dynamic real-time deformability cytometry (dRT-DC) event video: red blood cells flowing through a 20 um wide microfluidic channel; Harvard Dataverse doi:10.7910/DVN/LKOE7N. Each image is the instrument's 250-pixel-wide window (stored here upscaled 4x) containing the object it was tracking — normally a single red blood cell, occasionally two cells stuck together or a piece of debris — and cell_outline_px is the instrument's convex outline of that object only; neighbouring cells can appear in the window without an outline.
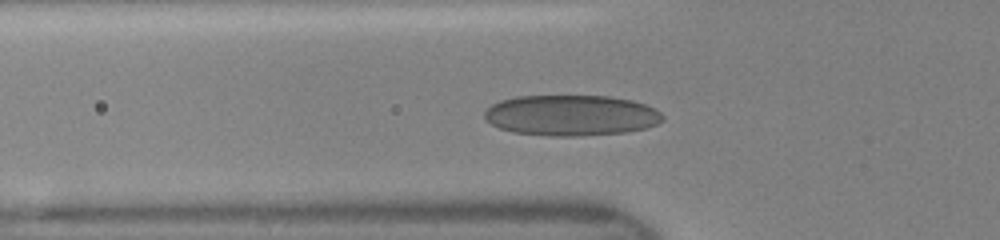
{"species": "human", "species_latin": "Homo sapiens", "temperature_condition": "room temperature", "stored_images_in_passage": 26, "camera_frame_rate_fps": 3000, "um_per_image_px": 0.085, "donor": {"sex": "female"}, "frame": {"image": 1, "passage_image": 3, "time_ms": 0.667, "image_size_px": [1000, 240], "cell_outline_px": [[664, 120], [656, 124], [644, 128], [624, 132], [572, 136], [552, 136], [512, 132], [500, 128], [484, 120], [484, 112], [492, 104], [500, 100], [516, 96], [608, 96], [632, 100], [644, 104], [660, 112], [664, 116]], "centroid_in_image_um": [48.51, 9.8], "position_along_channel_um": 77.3, "area_um2": 42.19}}
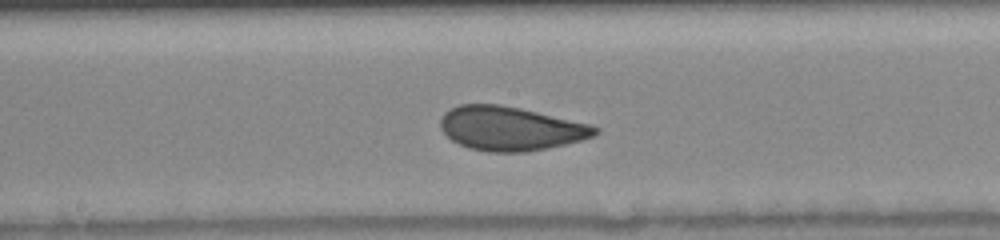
{"frame": {"image": 2, "passage_image": 12, "time_ms": 3.667, "image_size_px": [1000, 240], "cell_outline_px": [[600, 132], [596, 136], [584, 140], [548, 148], [524, 152], [488, 152], [468, 148], [452, 140], [440, 128], [440, 120], [444, 112], [448, 108], [460, 104], [500, 104], [520, 108], [588, 124], [600, 128]], "centroid_in_image_um": [43.39, 10.93], "position_along_channel_um": 204.8, "area_um2": 39.77}}
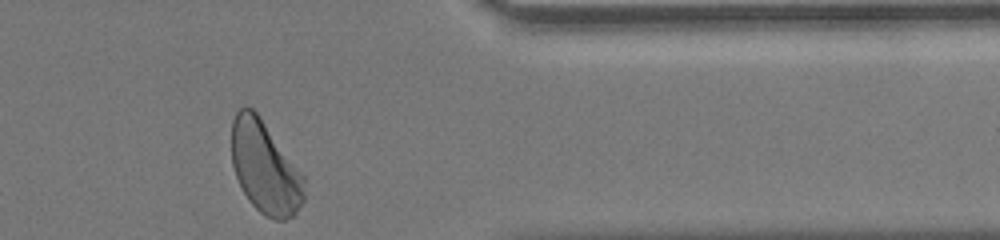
{"frame": {"image": 3, "passage_image": 26, "time_ms": 8.333, "image_size_px": [1000, 240], "cell_outline_px": [[304, 200], [296, 212], [292, 216], [284, 220], [276, 220], [264, 216], [248, 200], [236, 176], [232, 164], [232, 120], [236, 112], [240, 108], [252, 108], [260, 116], [304, 176]], "centroid_in_image_um": [22.52, 14.25], "position_along_channel_um": 388.9, "area_um2": 38.78}}